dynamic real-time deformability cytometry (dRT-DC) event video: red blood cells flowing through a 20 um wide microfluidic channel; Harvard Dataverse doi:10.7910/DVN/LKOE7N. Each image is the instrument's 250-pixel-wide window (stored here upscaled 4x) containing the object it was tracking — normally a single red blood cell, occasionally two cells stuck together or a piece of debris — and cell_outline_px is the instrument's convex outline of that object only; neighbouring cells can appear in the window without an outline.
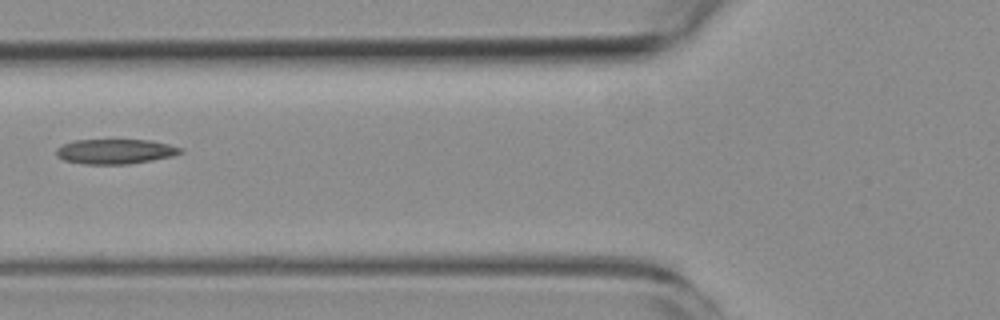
{"species": "common noctule bat (a hibernating species)", "species_latin": "Nyctalus noctula", "temperature_condition": "room temperature", "stored_images_in_passage": 6, "camera_frame_rate_fps": 3000, "um_per_image_px": 0.085, "animal": {"sex": "female", "body_mass_g": 19.3, "forearm_length_mm": 54.1}, "frame": {"image": 1, "passage_image": 6, "time_ms": 5.667, "image_size_px": [1000, 320], "cell_outline_px": [[184, 152], [172, 156], [152, 160], [128, 164], [84, 164], [64, 160], [56, 156], [56, 148], [72, 140], [152, 140], [184, 148]], "centroid_in_image_um": [9.81, 12.87], "position_along_channel_um": 116.0, "area_um2": 18.09}}